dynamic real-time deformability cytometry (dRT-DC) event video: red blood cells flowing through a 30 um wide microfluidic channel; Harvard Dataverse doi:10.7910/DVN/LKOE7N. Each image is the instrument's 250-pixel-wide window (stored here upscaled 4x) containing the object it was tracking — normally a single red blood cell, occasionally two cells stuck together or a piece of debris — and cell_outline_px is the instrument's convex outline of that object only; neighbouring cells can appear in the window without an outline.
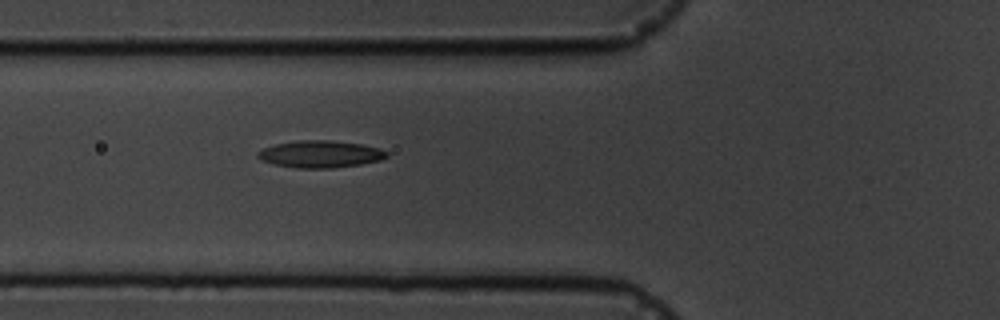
{"species": "common noctule bat (a hibernating species)", "species_latin": "Nyctalus noctula", "temperature_condition": "cold", "stored_images_in_passage": 4, "camera_frame_rate_fps": 3000, "um_per_image_px": 0.085, "animal": {"sex": "male", "body_mass_g": 19.5, "forearm_length_mm": 54.6}, "frame": {"image": 1, "passage_image": 4, "time_ms": 3.333, "image_size_px": [1000, 320], "cell_outline_px": [[388, 156], [380, 160], [360, 164], [332, 168], [296, 168], [272, 164], [256, 156], [256, 152], [264, 148], [276, 144], [300, 140], [328, 140], [360, 144], [380, 148], [388, 152]], "centroid_in_image_um": [27.22, 13.1], "position_along_channel_um": 98.6, "area_um2": 20.23}}